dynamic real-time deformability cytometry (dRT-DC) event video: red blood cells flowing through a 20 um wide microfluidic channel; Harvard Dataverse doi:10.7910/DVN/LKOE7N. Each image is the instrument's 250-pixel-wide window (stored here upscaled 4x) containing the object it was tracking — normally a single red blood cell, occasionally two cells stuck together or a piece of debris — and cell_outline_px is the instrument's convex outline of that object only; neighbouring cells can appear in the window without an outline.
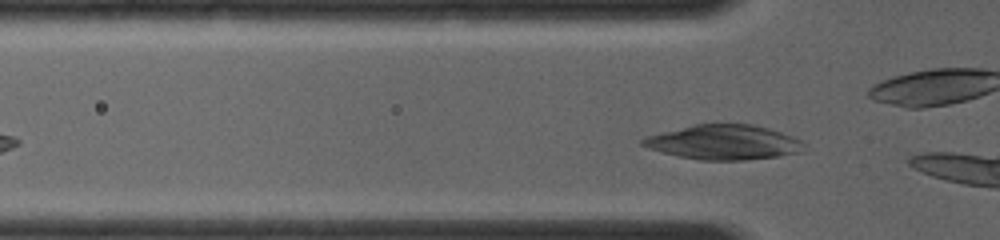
{"species": "common noctule bat (a hibernating species)", "species_latin": "Nyctalus noctula", "temperature_condition": "room temperature", "stored_images_in_passage": 19, "segment_of_instrument_passage": [2, 2], "camera_frame_rate_fps": 4000, "um_per_image_px": 0.085, "animal": {"sex": "female", "body_mass_g": 19.0, "forearm_length_mm": 56.7}, "frame": {"image": 1, "passage_image": 19, "time_ms": 3.25, "image_size_px": [1000, 240], "cell_outline_px": [[804, 144], [800, 152], [780, 156], [744, 160], [700, 160], [680, 156], [648, 148], [640, 144], [640, 140], [648, 136], [696, 124], [752, 124], [768, 128], [792, 136], [800, 140]], "centroid_in_image_um": [61.54, 12.1], "position_along_channel_um": 64.3, "area_um2": 32.14}}